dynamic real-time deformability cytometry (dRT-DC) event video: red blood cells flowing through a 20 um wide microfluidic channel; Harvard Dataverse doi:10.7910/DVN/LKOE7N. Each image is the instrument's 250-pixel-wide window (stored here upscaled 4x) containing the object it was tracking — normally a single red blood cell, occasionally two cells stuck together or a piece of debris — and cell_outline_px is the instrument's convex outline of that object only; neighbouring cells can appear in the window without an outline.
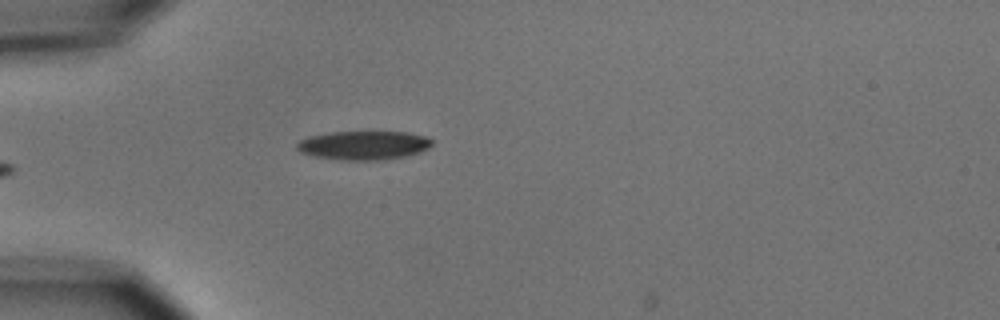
{"species": "common noctule bat (a hibernating species)", "species_latin": "Nyctalus noctula", "temperature_condition": "cold", "stored_images_in_passage": 6, "camera_frame_rate_fps": 3000, "um_per_image_px": 0.085, "animal": {"sex": "male", "body_mass_g": 15.6}, "frame": {"image": 1, "passage_image": 6, "time_ms": 6.0, "image_size_px": [1000, 320], "cell_outline_px": [[432, 144], [428, 148], [420, 152], [408, 156], [384, 160], [340, 160], [316, 156], [300, 152], [296, 148], [296, 144], [300, 140], [308, 136], [332, 132], [404, 132], [424, 136], [432, 140]], "centroid_in_image_um": [30.91, 12.36], "position_along_channel_um": 54.1, "area_um2": 22.72}}